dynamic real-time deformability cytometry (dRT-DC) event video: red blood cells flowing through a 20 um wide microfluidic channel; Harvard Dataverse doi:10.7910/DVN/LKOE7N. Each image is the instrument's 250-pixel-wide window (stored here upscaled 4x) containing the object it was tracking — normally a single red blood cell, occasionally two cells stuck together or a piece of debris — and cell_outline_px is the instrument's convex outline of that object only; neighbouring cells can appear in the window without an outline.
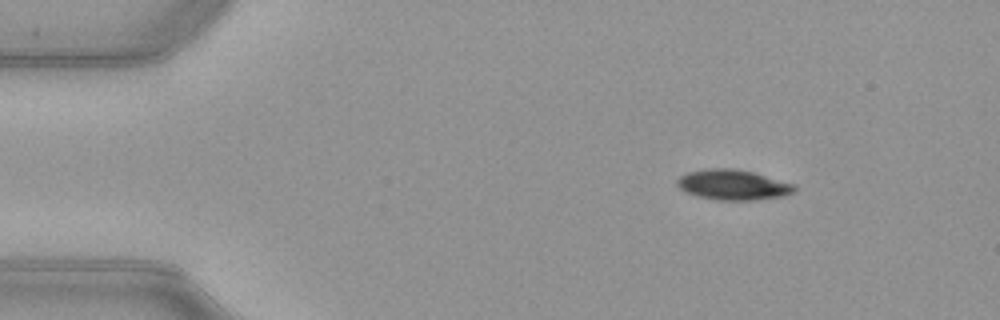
{"species": "common noctule bat (a hibernating species)", "species_latin": "Nyctalus noctula", "temperature_condition": "warm", "stored_images_in_passage": 45, "camera_frame_rate_fps": 3000, "um_per_image_px": 0.085, "animal": {"sex": "female", "body_mass_g": 21.9}, "frame": {"image": 1, "passage_image": 1, "time_ms": 0.0, "image_size_px": [1000, 320], "cell_outline_px": [[796, 188], [792, 192], [784, 196], [756, 200], [716, 200], [696, 196], [684, 192], [676, 184], [676, 180], [680, 176], [688, 172], [704, 168], [732, 168], [752, 172], [796, 184]], "centroid_in_image_um": [62.27, 15.71], "position_along_channel_um": 22.7, "area_um2": 20.87}}
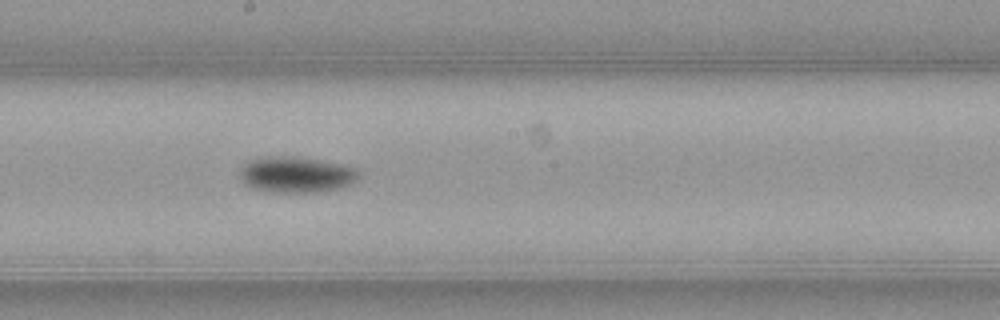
{"frame": {"image": 2, "passage_image": 22, "time_ms": 7.0, "image_size_px": [1000, 320], "cell_outline_px": [[360, 176], [348, 184], [340, 188], [312, 192], [276, 192], [256, 188], [244, 184], [240, 180], [240, 168], [248, 160], [264, 156], [296, 156], [320, 160], [340, 164], [356, 168], [360, 172]], "centroid_in_image_um": [25.14, 14.82], "position_along_channel_um": 223.1, "area_um2": 24.85}}
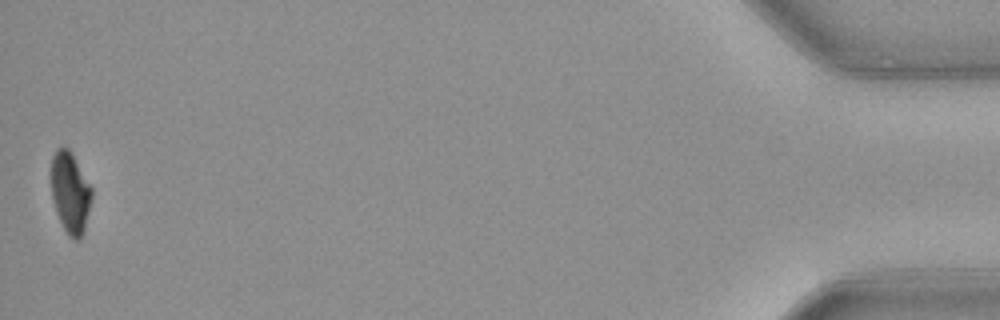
{"frame": {"image": 3, "passage_image": 45, "time_ms": 14.667, "image_size_px": [1000, 320], "cell_outline_px": [[92, 196], [84, 228], [80, 240], [76, 240], [68, 236], [56, 212], [52, 196], [52, 156], [56, 148], [68, 148], [72, 152], [92, 188]], "centroid_in_image_um": [5.98, 16.35], "position_along_channel_um": 429.2, "area_um2": 18.9}, "authors_computed_cell_mechanics": {"area_um2": 22.253, "velocity_mm_per_s": 3.9954, "shape_relaxation_time_tau1_ms": 2.9518, "shape_relaxation_time_tau2_ms": null, "deformation_change_tau1": 0.1532, "deformation_change_tau2": null}}